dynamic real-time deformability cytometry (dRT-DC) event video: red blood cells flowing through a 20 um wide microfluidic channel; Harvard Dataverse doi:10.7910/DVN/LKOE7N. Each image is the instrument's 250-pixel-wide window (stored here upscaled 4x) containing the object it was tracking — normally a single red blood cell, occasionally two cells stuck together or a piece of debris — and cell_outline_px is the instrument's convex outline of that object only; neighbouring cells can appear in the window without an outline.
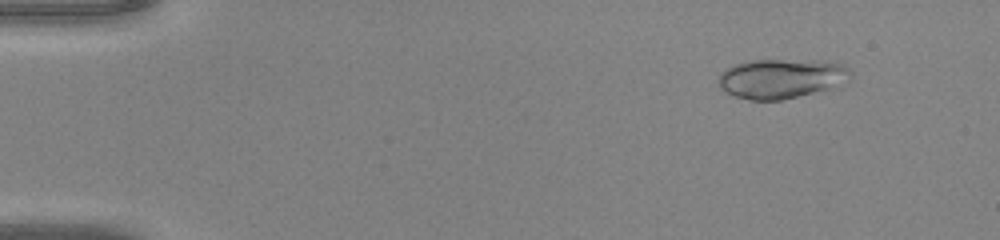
{"species": "common noctule bat (a hibernating species)", "species_latin": "Nyctalus noctula", "temperature_condition": "warm", "stored_images_in_passage": 46, "camera_frame_rate_fps": 3000, "um_per_image_px": 0.085, "animal": {"sex": "male", "body_mass_g": 20.0, "forearm_length_mm": 53.3}, "frame": {"image": 1, "passage_image": 5, "time_ms": 1.333, "image_size_px": [1000, 240], "cell_outline_px": [[852, 72], [840, 88], [780, 100], [748, 100], [736, 96], [720, 88], [720, 76], [728, 68], [736, 64], [752, 60], [812, 60], [840, 64], [848, 68]], "centroid_in_image_um": [66.49, 6.69], "position_along_channel_um": 18.5, "area_um2": 30.4}}
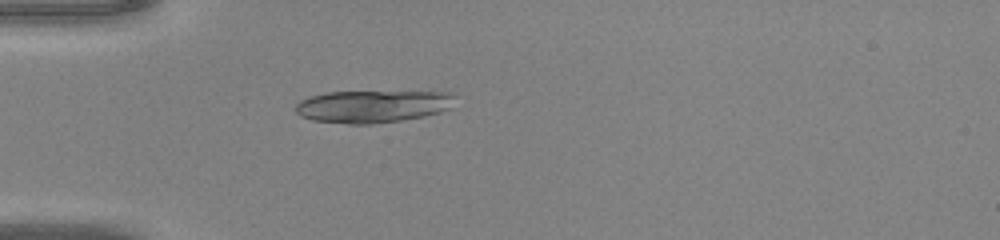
{"frame": {"image": 2, "passage_image": 14, "time_ms": 4.333, "image_size_px": [1000, 240], "cell_outline_px": [[456, 96], [448, 108], [440, 112], [424, 116], [400, 120], [372, 124], [348, 124], [312, 120], [300, 116], [296, 112], [296, 104], [300, 100], [312, 96], [328, 92], [448, 92]], "centroid_in_image_um": [31.64, 9.04], "position_along_channel_um": 53.4, "area_um2": 29.82}}